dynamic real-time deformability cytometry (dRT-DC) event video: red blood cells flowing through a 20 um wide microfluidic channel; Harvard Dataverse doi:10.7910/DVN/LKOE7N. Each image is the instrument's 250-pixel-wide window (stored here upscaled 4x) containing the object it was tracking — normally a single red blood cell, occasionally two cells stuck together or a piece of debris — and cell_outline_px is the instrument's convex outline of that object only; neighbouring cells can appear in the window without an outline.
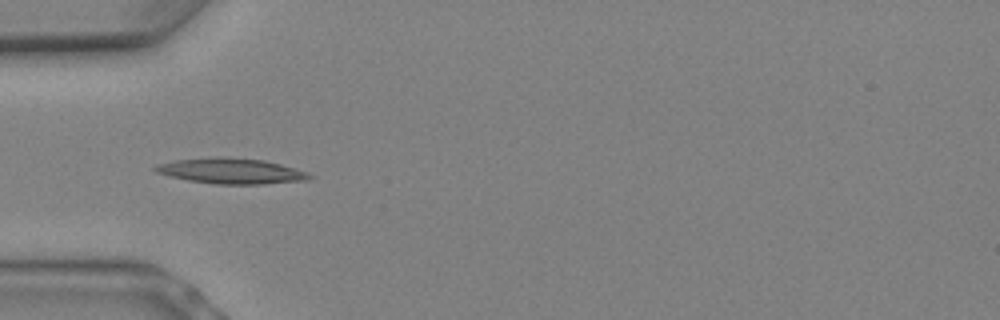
{"species": "Egyptian fruit bat (a non-hibernating species)", "species_latin": "Rousettus aegyptiacus", "temperature_condition": "warm", "stored_images_in_passage": 4, "camera_frame_rate_fps": 3000, "um_per_image_px": 0.085, "animal": {"sex": "female"}, "frame": {"image": 1, "passage_image": 3, "time_ms": 0.667, "image_size_px": [1000, 320], "cell_outline_px": [[312, 176], [308, 180], [264, 184], [216, 184], [188, 180], [156, 172], [152, 168], [156, 164], [176, 160], [216, 156], [264, 160], [296, 168], [308, 172]], "centroid_in_image_um": [19.66, 14.53], "position_along_channel_um": 65.3, "area_um2": 22.89}}